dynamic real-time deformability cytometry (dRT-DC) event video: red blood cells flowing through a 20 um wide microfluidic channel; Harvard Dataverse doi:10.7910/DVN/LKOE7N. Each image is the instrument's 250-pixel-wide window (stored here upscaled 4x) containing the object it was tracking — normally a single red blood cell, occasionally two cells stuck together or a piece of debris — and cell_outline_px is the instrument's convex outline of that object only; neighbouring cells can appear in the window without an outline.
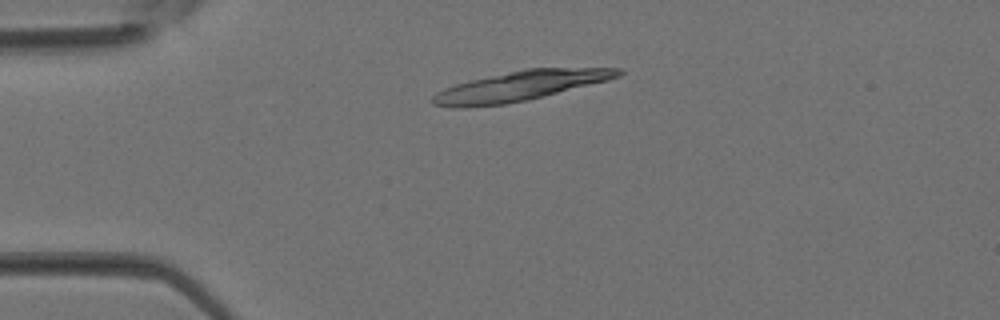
{"species": "Egyptian fruit bat (a non-hibernating species)", "species_latin": "Rousettus aegyptiacus", "temperature_condition": "room temperature", "stored_images_in_passage": 3, "camera_frame_rate_fps": 3000, "um_per_image_px": 0.085, "animal": {"sex": "female"}, "frame": {"image": 1, "passage_image": 3, "time_ms": 0.667, "image_size_px": [1000, 320], "cell_outline_px": [[624, 72], [620, 76], [608, 80], [544, 96], [504, 104], [468, 108], [452, 108], [432, 104], [432, 96], [436, 92], [444, 88], [456, 84], [472, 80], [524, 68], [620, 68]], "centroid_in_image_um": [44.18, 7.31], "position_along_channel_um": 40.8, "area_um2": 32.02}}